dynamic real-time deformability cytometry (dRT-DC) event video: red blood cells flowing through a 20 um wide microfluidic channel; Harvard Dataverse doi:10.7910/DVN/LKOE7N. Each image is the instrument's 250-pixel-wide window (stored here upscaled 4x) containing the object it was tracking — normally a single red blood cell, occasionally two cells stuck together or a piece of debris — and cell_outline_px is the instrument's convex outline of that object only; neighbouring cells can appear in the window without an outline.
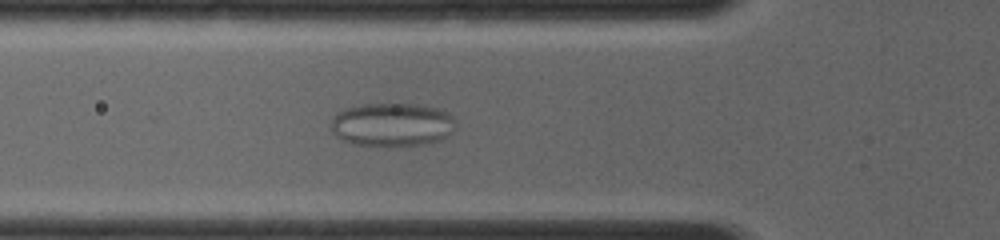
{"species": "common noctule bat (a hibernating species)", "species_latin": "Nyctalus noctula", "temperature_condition": "room temperature", "stored_images_in_passage": 68, "camera_frame_rate_fps": 4000, "um_per_image_px": 0.085, "animal": {"sex": "female", "body_mass_g": 19.0, "forearm_length_mm": 56.7}, "frame": {"image": 1, "passage_image": 28, "time_ms": 5.0, "image_size_px": [1000, 240], "cell_outline_px": [[456, 124], [440, 140], [424, 144], [356, 144], [344, 140], [336, 136], [332, 132], [332, 116], [336, 112], [348, 108], [364, 104], [416, 104], [440, 108], [448, 112], [452, 116]], "centroid_in_image_um": [33.32, 10.55], "position_along_channel_um": 92.5, "area_um2": 30.92}}
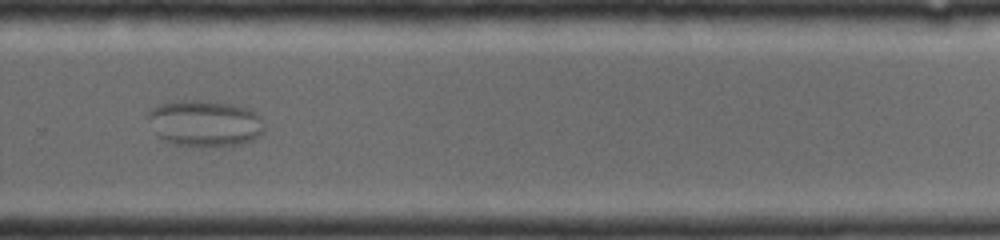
{"frame": {"image": 2, "passage_image": 50, "time_ms": 10.25, "image_size_px": [1000, 240], "cell_outline_px": [[264, 132], [260, 136], [244, 144], [176, 144], [164, 140], [156, 132], [148, 116], [148, 112], [152, 108], [160, 104], [176, 100], [208, 100], [232, 104], [248, 108], [256, 112], [260, 116], [264, 124]], "centroid_in_image_um": [17.47, 10.43], "position_along_channel_um": 312.3, "area_um2": 30.87}}